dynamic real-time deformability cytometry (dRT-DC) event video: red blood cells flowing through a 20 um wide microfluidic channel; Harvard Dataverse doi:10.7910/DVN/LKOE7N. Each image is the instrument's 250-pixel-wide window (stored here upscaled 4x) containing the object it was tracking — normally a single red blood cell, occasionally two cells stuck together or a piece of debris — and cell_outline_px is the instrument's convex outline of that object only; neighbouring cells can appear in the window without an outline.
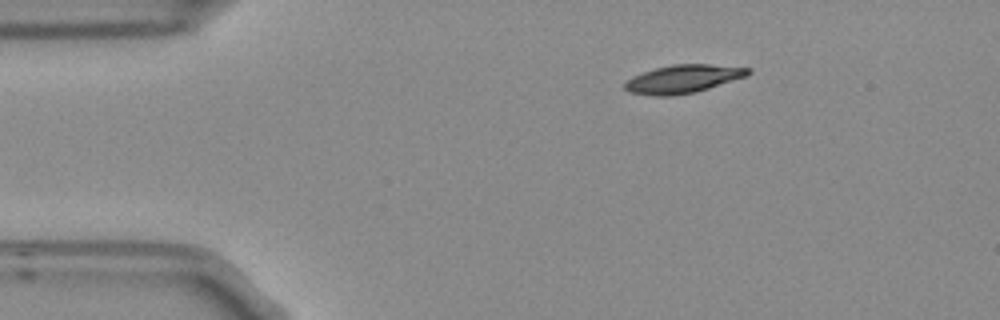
{"species": "Egyptian fruit bat (a non-hibernating species)", "species_latin": "Rousettus aegyptiacus", "temperature_condition": "room temperature", "stored_images_in_passage": 4, "camera_frame_rate_fps": 3000, "um_per_image_px": 0.085, "frame": {"image": 1, "passage_image": 1, "time_ms": 0.0, "image_size_px": [1000, 320], "cell_outline_px": [[752, 72], [748, 76], [696, 92], [668, 96], [656, 96], [628, 92], [624, 88], [624, 84], [632, 76], [656, 68], [672, 64], [708, 64], [752, 68]], "centroid_in_image_um": [58.09, 6.71], "position_along_channel_um": 26.9, "area_um2": 20.29}}
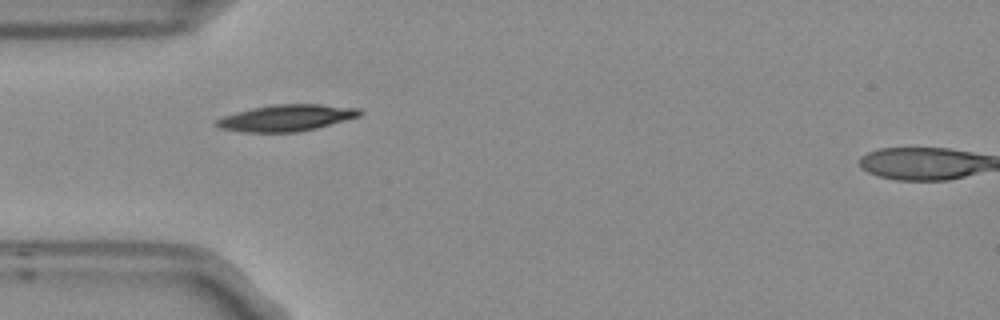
{"frame": {"image": 2, "passage_image": 3, "time_ms": 0.667, "image_size_px": [1000, 320], "cell_outline_px": [[364, 112], [360, 116], [316, 128], [296, 132], [244, 132], [220, 128], [212, 124], [212, 120], [236, 112], [252, 108], [272, 104], [320, 104], [360, 108]], "centroid_in_image_um": [24.32, 10.01], "position_along_channel_um": 60.7, "area_um2": 22.25}}
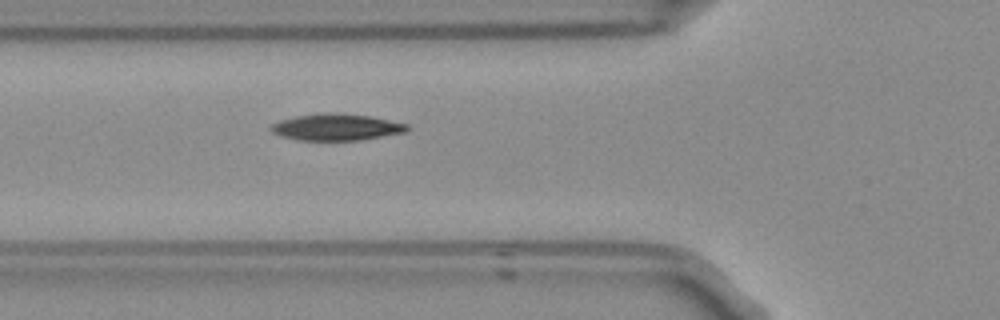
{"frame": {"image": 3, "passage_image": 4, "time_ms": 1.0, "image_size_px": [1000, 320], "cell_outline_px": [[412, 128], [408, 132], [360, 140], [296, 140], [280, 136], [272, 132], [268, 128], [272, 124], [280, 120], [296, 116], [320, 112], [324, 112], [372, 116], [408, 124]], "centroid_in_image_um": [28.61, 10.81], "position_along_channel_um": 97.2, "area_um2": 21.39}}